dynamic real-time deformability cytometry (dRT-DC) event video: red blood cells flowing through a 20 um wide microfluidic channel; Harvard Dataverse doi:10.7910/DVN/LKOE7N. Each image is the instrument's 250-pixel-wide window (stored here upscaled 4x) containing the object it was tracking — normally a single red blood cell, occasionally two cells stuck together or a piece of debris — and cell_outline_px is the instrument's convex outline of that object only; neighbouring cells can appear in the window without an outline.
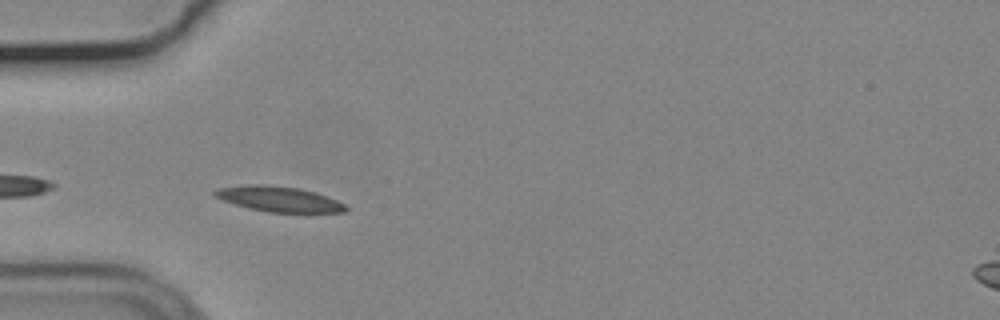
{"species": "common noctule bat (a hibernating species)", "species_latin": "Nyctalus noctula", "temperature_condition": "cold", "stored_images_in_passage": 8, "camera_frame_rate_fps": 3000, "um_per_image_px": 0.085, "animal": {"sex": "male", "body_mass_g": 19.2, "forearm_length_mm": 51.8}, "frame": {"image": 1, "passage_image": 3, "time_ms": 0.667, "image_size_px": [1000, 320], "cell_outline_px": [[348, 208], [344, 212], [268, 212], [248, 208], [224, 200], [216, 196], [212, 192], [216, 188], [248, 184], [268, 184], [300, 188], [316, 192], [328, 196], [344, 204]], "centroid_in_image_um": [23.71, 16.9], "position_along_channel_um": 61.3, "area_um2": 19.31}}